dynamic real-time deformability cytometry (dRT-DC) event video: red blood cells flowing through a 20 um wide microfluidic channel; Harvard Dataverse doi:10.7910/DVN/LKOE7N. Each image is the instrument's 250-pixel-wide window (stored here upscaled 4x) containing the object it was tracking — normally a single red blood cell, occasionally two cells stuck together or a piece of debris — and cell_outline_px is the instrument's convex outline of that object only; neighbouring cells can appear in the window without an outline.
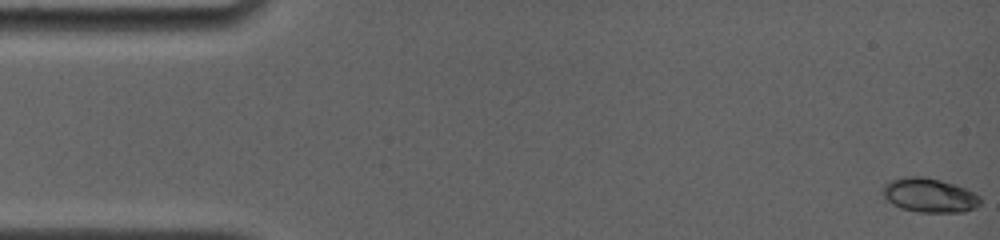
{"species": "common noctule bat (a hibernating species)", "species_latin": "Nyctalus noctula", "temperature_condition": "room temperature", "stored_images_in_passage": 43, "camera_frame_rate_fps": 4000, "um_per_image_px": 0.085, "animal": {"sex": "female", "body_mass_g": 19.0, "forearm_length_mm": 56.7}, "frame": {"image": 1, "passage_image": 1, "time_ms": 0.0, "image_size_px": [1000, 240], "cell_outline_px": [[980, 204], [976, 208], [964, 212], [920, 212], [900, 208], [892, 204], [880, 192], [880, 188], [888, 180], [904, 176], [924, 176], [956, 184], [980, 196]], "centroid_in_image_um": [78.95, 16.58], "position_along_channel_um": 6.0, "area_um2": 19.77}}
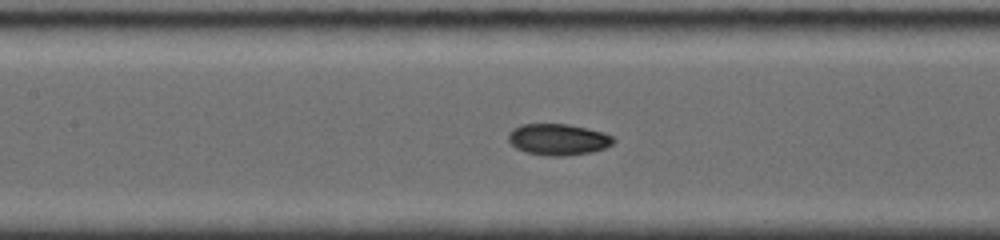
{"frame": {"image": 2, "passage_image": 22, "time_ms": 7.5, "image_size_px": [1000, 240], "cell_outline_px": [[616, 140], [612, 144], [604, 148], [592, 152], [564, 156], [552, 156], [524, 152], [516, 148], [508, 140], [508, 132], [512, 128], [520, 124], [568, 124], [588, 128], [604, 132], [612, 136]], "centroid_in_image_um": [47.43, 11.84], "position_along_channel_um": 160.0, "area_um2": 19.36}}
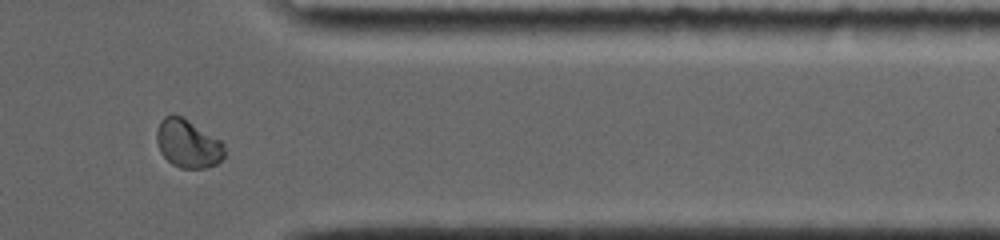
{"frame": {"image": 3, "passage_image": 37, "time_ms": 13.75, "image_size_px": [1000, 240], "cell_outline_px": [[224, 156], [216, 164], [208, 168], [180, 168], [172, 164], [160, 152], [156, 140], [156, 132], [160, 120], [164, 116], [172, 112], [184, 116], [220, 140], [224, 144]], "centroid_in_image_um": [15.94, 12.17], "position_along_channel_um": 395.5, "area_um2": 19.42}, "authors_computed_cell_mechanics": {"area_um2": 18.7272, "velocity_mm_per_s": 3.7961, "shape_relaxation_time_tau1_ms": 4.7202, "shape_relaxation_time_tau2_ms": null, "deformation_change_tau1": 0.1505, "deformation_change_tau2": null}}